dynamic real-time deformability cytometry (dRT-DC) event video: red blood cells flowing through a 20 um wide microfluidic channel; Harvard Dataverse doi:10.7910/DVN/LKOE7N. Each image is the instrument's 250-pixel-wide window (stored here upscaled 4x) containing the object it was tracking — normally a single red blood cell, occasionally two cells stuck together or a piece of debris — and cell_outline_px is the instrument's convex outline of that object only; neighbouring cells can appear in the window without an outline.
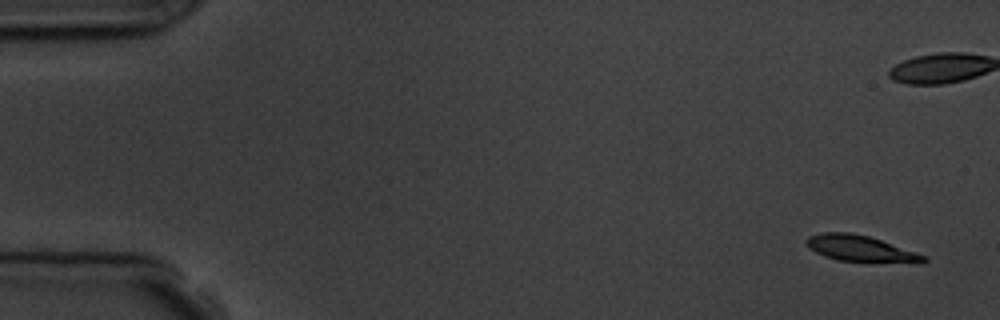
{"species": "common noctule bat (a hibernating species)", "species_latin": "Nyctalus noctula", "temperature_condition": "room temperature", "stored_images_in_passage": 4, "segment_of_instrument_passage": [2, 2], "camera_frame_rate_fps": 3000, "um_per_image_px": 0.085, "animal": {"sex": "male", "body_mass_g": 19.5, "forearm_length_mm": 54.6}, "frame": {"image": 1, "passage_image": 4, "time_ms": 4.333, "image_size_px": [1000, 320], "cell_outline_px": [[928, 260], [924, 264], [916, 264], [836, 260], [824, 256], [816, 252], [804, 240], [808, 236], [820, 232], [852, 232], [868, 236], [916, 252], [924, 256]], "centroid_in_image_um": [73.19, 21.14], "position_along_channel_um": 11.8, "area_um2": 18.03}}